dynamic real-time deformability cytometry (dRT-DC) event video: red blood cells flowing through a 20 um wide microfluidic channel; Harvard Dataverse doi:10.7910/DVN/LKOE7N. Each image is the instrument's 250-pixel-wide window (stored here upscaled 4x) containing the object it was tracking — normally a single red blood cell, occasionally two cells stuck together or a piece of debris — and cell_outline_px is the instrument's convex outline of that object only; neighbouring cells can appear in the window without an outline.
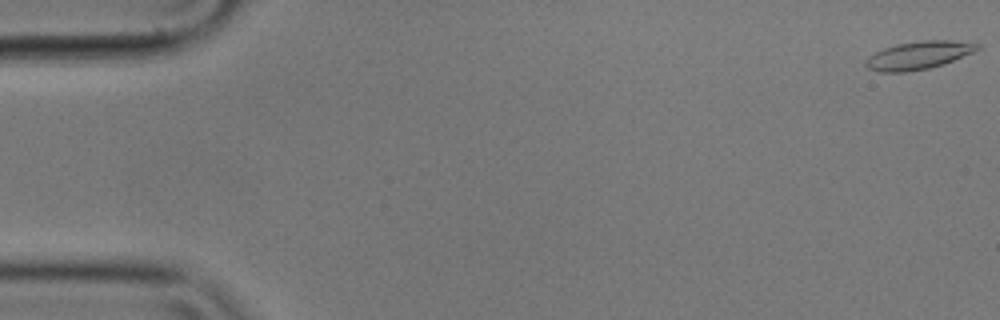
{"species": "common noctule bat (a hibernating species)", "species_latin": "Nyctalus noctula", "temperature_condition": "cold", "stored_images_in_passage": 57, "camera_frame_rate_fps": 3000, "um_per_image_px": 0.085, "animal": {"sex": "male", "body_mass_g": 17.9}, "frame": {"image": 1, "passage_image": 1, "time_ms": 0.0, "image_size_px": [1000, 320], "cell_outline_px": [[980, 48], [972, 52], [944, 64], [928, 68], [908, 72], [880, 72], [868, 68], [864, 64], [864, 60], [868, 56], [884, 48], [896, 44], [920, 40], [952, 40], [980, 44]], "centroid_in_image_um": [78.04, 4.7], "position_along_channel_um": 7.0, "area_um2": 18.21}}
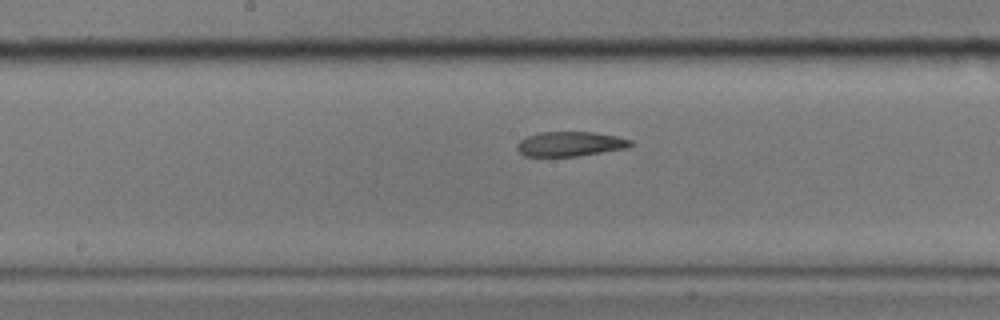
{"frame": {"image": 2, "passage_image": 29, "time_ms": 9.333, "image_size_px": [1000, 320], "cell_outline_px": [[632, 144], [628, 148], [576, 156], [524, 156], [516, 148], [516, 144], [524, 136], [540, 132], [592, 132], [616, 136], [632, 140]], "centroid_in_image_um": [48.43, 12.23], "position_along_channel_um": 199.8, "area_um2": 16.36}}
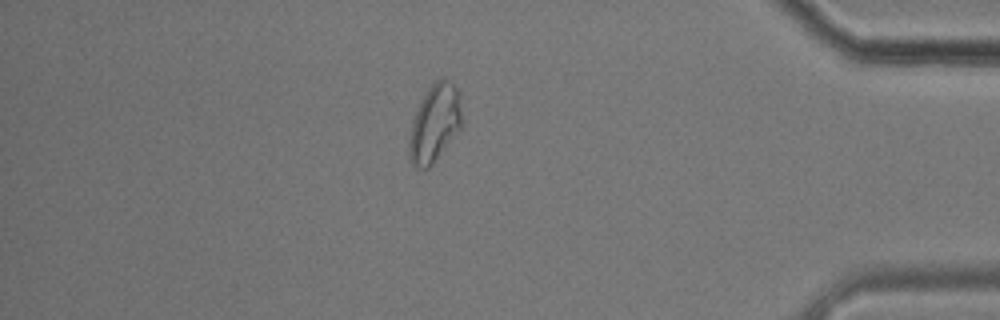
{"frame": {"image": 3, "passage_image": 49, "time_ms": 16.0, "image_size_px": [1000, 320], "cell_outline_px": [[460, 132], [432, 164], [428, 168], [420, 168], [412, 164], [408, 156], [408, 144], [412, 120], [420, 100], [428, 88], [440, 76], [444, 76], [452, 80], [460, 96]], "centroid_in_image_um": [36.94, 10.45], "position_along_channel_um": 398.3, "area_um2": 24.16}, "authors_computed_cell_mechanics": {"area_um2": 17.629, "velocity_mm_per_s": 3.5205, "shape_relaxation_time_tau1_ms": 6.1366, "shape_relaxation_time_tau2_ms": 3.3114, "deformation_change_tau1": 0.2018, "deformation_change_tau2": 0.1123}}